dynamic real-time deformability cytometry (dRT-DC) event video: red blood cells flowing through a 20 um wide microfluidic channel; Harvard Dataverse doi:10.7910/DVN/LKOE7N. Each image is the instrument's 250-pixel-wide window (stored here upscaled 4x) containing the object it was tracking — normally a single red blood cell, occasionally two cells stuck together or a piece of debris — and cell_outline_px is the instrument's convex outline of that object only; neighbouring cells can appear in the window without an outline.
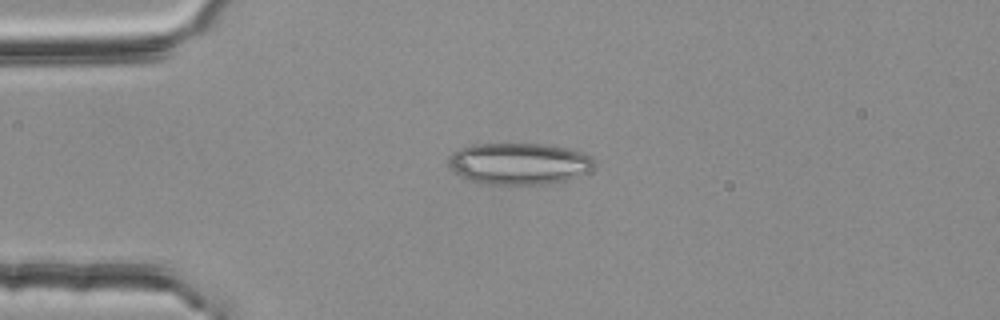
{"species": "common noctule bat (a hibernating species)", "species_latin": "Nyctalus noctula", "temperature_condition": "room temperature", "stored_images_in_passage": 42, "camera_frame_rate_fps": 3000, "um_per_image_px": 0.085, "animal": {"sex": "female", "body_mass_g": 25.1}, "frame": {"image": 1, "passage_image": 1, "time_ms": 0.0, "image_size_px": [1000, 320], "cell_outline_px": [[596, 164], [588, 172], [564, 180], [548, 184], [484, 184], [460, 180], [448, 168], [448, 156], [452, 152], [460, 148], [472, 144], [540, 144], [564, 148], [580, 152], [588, 156]], "centroid_in_image_um": [43.97, 13.93], "position_along_channel_um": 41.0, "area_um2": 35.66}}
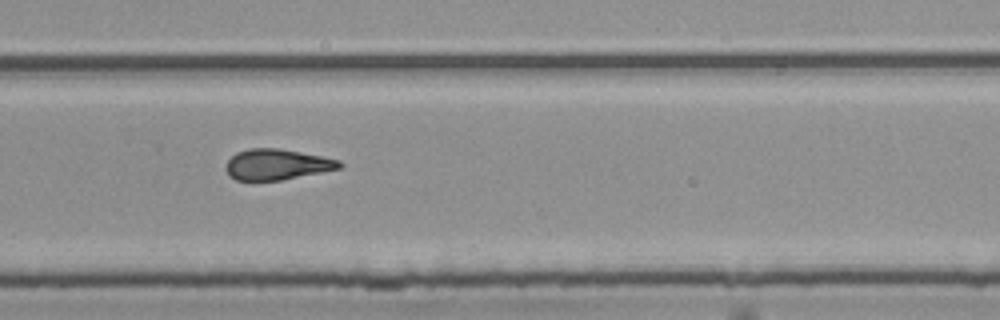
{"frame": {"image": 2, "passage_image": 24, "time_ms": 7.667, "image_size_px": [1000, 320], "cell_outline_px": [[344, 164], [340, 168], [280, 180], [236, 180], [224, 168], [228, 160], [236, 152], [248, 148], [280, 148], [340, 160]], "centroid_in_image_um": [23.52, 13.96], "position_along_channel_um": 306.3, "area_um2": 20.11}}
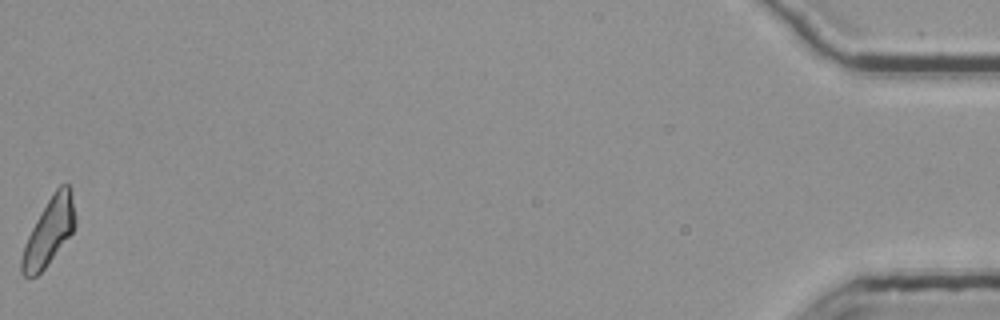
{"frame": {"image": 3, "passage_image": 42, "time_ms": 13.667, "image_size_px": [1000, 320], "cell_outline_px": [[76, 224], [72, 232], [44, 268], [36, 276], [24, 276], [20, 272], [20, 260], [24, 244], [36, 220], [52, 192], [60, 184], [68, 184], [76, 216]], "centroid_in_image_um": [4.14, 19.7], "position_along_channel_um": 431.1, "area_um2": 20.46}, "authors_computed_cell_mechanics": {"area_um2": 20.8658, "velocity_mm_per_s": 3.7812, "shape_relaxation_time_tau1_ms": null, "shape_relaxation_time_tau2_ms": 3.2208, "deformation_change_tau1": null, "deformation_change_tau2": 0.1298}}